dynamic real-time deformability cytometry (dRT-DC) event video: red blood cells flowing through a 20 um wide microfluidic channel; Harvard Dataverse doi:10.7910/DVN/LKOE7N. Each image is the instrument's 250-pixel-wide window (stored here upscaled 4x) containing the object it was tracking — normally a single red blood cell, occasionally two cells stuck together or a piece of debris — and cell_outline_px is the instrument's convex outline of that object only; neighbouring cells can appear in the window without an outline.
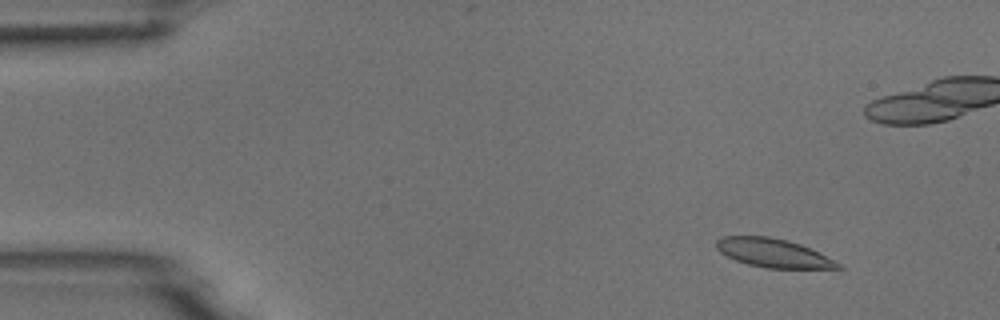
{"species": "common noctule bat (a hibernating species)", "species_latin": "Nyctalus noctula", "temperature_condition": "room temperature", "stored_images_in_passage": 6, "camera_frame_rate_fps": 3000, "um_per_image_px": 0.085, "animal": {"sex": "male", "body_mass_g": 18.8}, "frame": {"image": 1, "passage_image": 1, "time_ms": 0.0, "image_size_px": [1000, 320], "cell_outline_px": [[844, 268], [764, 268], [748, 264], [736, 260], [720, 252], [716, 248], [716, 240], [720, 236], [768, 236], [788, 240], [800, 244], [840, 264]], "centroid_in_image_um": [65.65, 21.49], "position_along_channel_um": 19.4, "area_um2": 20.0}}